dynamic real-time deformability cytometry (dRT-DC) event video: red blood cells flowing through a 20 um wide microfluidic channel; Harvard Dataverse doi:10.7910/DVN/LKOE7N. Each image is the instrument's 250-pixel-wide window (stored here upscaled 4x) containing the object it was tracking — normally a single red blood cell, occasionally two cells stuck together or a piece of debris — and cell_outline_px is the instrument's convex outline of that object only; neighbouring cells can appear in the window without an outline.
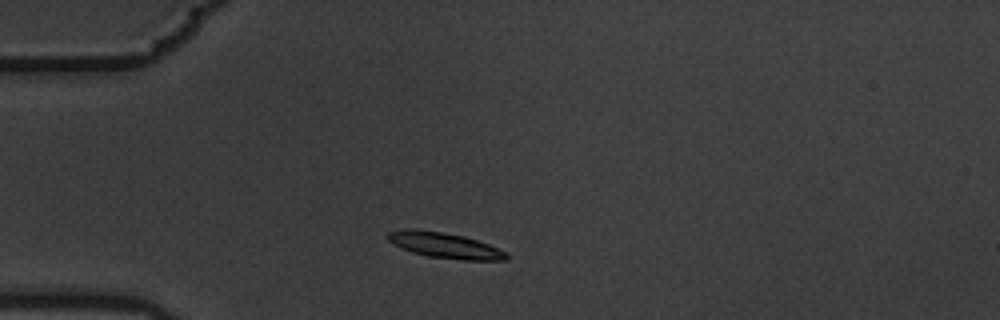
{"species": "common noctule bat (a hibernating species)", "species_latin": "Nyctalus noctula", "temperature_condition": "warm", "stored_images_in_passage": 10, "camera_frame_rate_fps": 3000, "um_per_image_px": 0.085, "animal": {"sex": "male", "body_mass_g": 19.5, "forearm_length_mm": 54.6}, "frame": {"image": 1, "passage_image": 1, "time_ms": 0.0, "image_size_px": [1000, 320], "cell_outline_px": [[508, 260], [460, 260], [428, 256], [412, 252], [388, 240], [388, 232], [408, 228], [412, 228], [440, 232], [464, 236], [500, 248], [508, 256]], "centroid_in_image_um": [37.84, 20.86], "position_along_channel_um": 47.2, "area_um2": 17.4}}
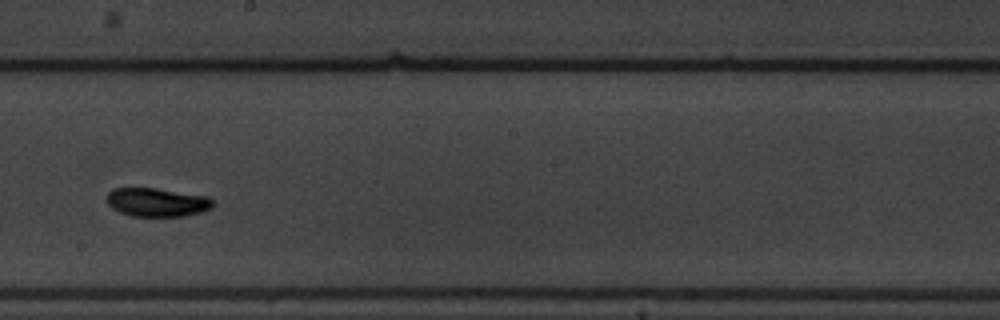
{"frame": {"image": 2, "passage_image": 6, "time_ms": 1.667, "image_size_px": [1000, 320], "cell_outline_px": [[216, 204], [212, 208], [200, 212], [184, 216], [132, 216], [120, 212], [112, 208], [108, 204], [108, 192], [112, 188], [156, 188], [208, 196]], "centroid_in_image_um": [13.37, 17.19], "position_along_channel_um": 234.8, "area_um2": 17.74}}
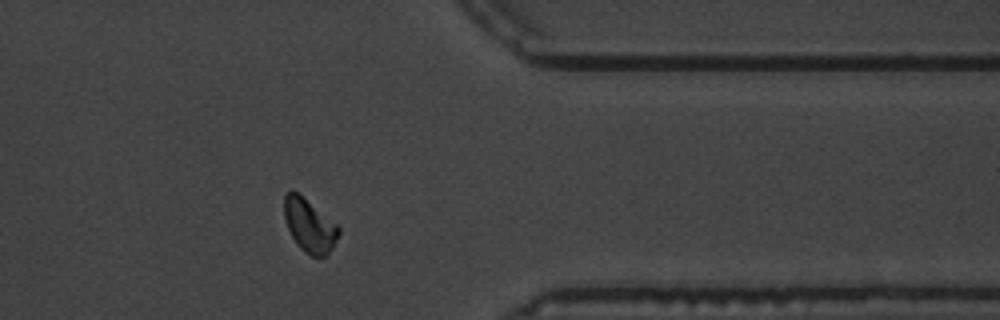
{"frame": {"image": 3, "passage_image": 10, "time_ms": 3.0, "image_size_px": [1000, 320], "cell_outline_px": [[340, 232], [332, 248], [324, 256], [312, 256], [304, 252], [300, 248], [292, 236], [288, 228], [284, 216], [284, 196], [288, 192], [296, 192], [336, 224], [340, 228]], "centroid_in_image_um": [26.29, 19.2], "position_along_channel_um": 385.1, "area_um2": 16.3}}